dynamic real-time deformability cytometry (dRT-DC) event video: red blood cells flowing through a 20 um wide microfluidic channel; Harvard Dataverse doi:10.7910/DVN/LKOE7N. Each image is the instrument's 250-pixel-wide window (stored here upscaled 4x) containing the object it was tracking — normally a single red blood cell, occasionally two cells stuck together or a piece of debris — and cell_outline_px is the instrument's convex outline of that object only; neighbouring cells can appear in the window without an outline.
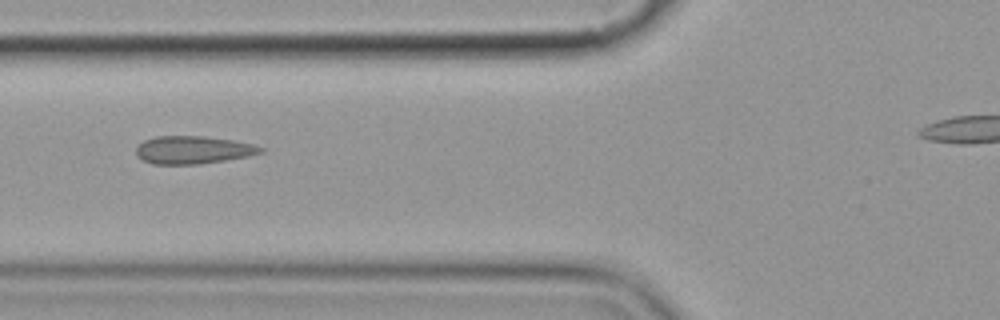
{"species": "common noctule bat (a hibernating species)", "species_latin": "Nyctalus noctula", "temperature_condition": "cold", "stored_images_in_passage": 5, "segment_of_instrument_passage": [1, 2], "camera_frame_rate_fps": 3000, "um_per_image_px": 0.085, "animal": {"sex": "female", "body_mass_g": 19.9}, "frame": {"image": 1, "passage_image": 2, "time_ms": 1.333, "image_size_px": [1000, 320], "cell_outline_px": [[264, 152], [248, 156], [200, 164], [152, 164], [136, 156], [136, 148], [144, 140], [156, 136], [204, 136], [232, 140], [252, 144], [264, 148]], "centroid_in_image_um": [16.4, 12.74], "position_along_channel_um": 109.4, "area_um2": 20.11}}
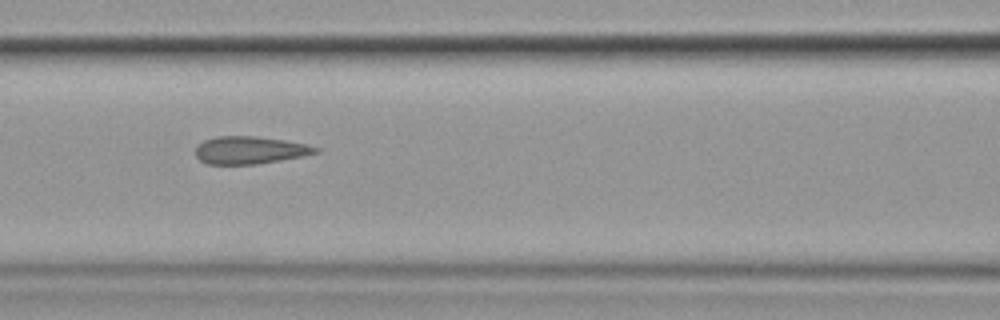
{"frame": {"image": 2, "passage_image": 3, "time_ms": 2.333, "image_size_px": [1000, 320], "cell_outline_px": [[320, 152], [304, 156], [256, 164], [208, 164], [200, 160], [196, 156], [196, 148], [204, 140], [216, 136], [256, 136], [284, 140], [308, 144], [320, 148]], "centroid_in_image_um": [21.28, 12.76], "position_along_channel_um": 145.3, "area_um2": 19.31}}
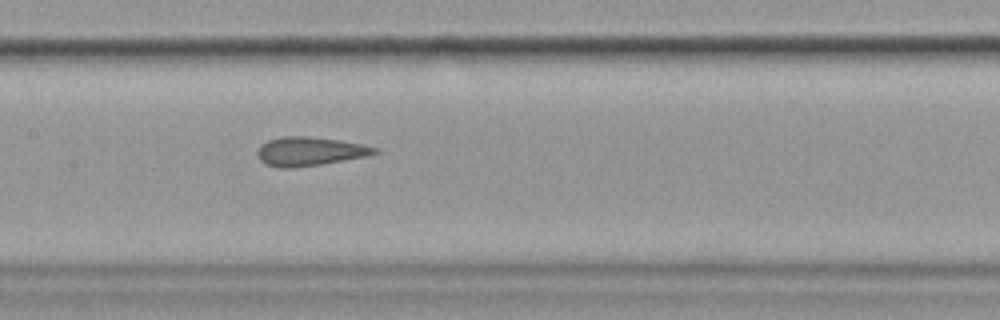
{"frame": {"image": 3, "passage_image": 4, "time_ms": 3.333, "image_size_px": [1000, 320], "cell_outline_px": [[380, 152], [364, 156], [320, 164], [292, 168], [280, 168], [264, 164], [260, 160], [256, 152], [260, 144], [268, 140], [280, 136], [308, 136], [340, 140], [364, 144], [380, 148]], "centroid_in_image_um": [26.3, 12.85], "position_along_channel_um": 181.1, "area_um2": 19.83}}